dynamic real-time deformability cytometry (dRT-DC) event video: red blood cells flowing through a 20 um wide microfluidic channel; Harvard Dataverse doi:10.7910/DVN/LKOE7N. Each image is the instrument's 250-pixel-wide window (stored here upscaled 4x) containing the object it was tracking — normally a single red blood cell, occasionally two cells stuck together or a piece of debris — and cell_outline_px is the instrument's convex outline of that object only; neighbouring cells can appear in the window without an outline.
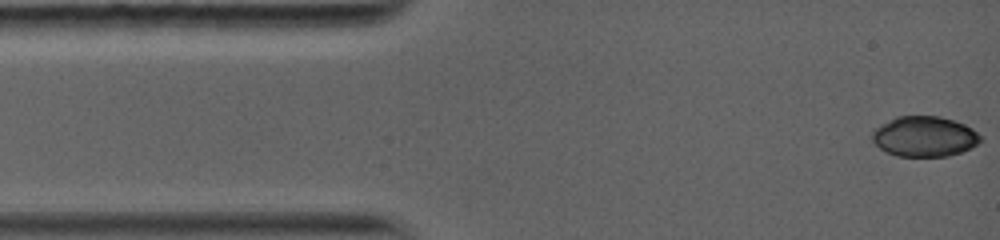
{"species": "common noctule bat (a hibernating species)", "species_latin": "Nyctalus noctula", "temperature_condition": "warm", "stored_images_in_passage": 13, "camera_frame_rate_fps": 5000, "um_per_image_px": 0.085, "animal": {"sex": "female", "body_mass_g": 19.0, "forearm_length_mm": 56.7}, "frame": {"image": 1, "passage_image": 1, "time_ms": 0.0, "image_size_px": [1000, 240], "cell_outline_px": [[980, 140], [976, 144], [960, 152], [948, 156], [896, 156], [880, 148], [872, 140], [872, 132], [880, 124], [896, 116], [940, 116], [964, 124], [972, 128], [980, 136]], "centroid_in_image_um": [78.54, 11.59], "position_along_channel_um": 6.5, "area_um2": 25.2}}
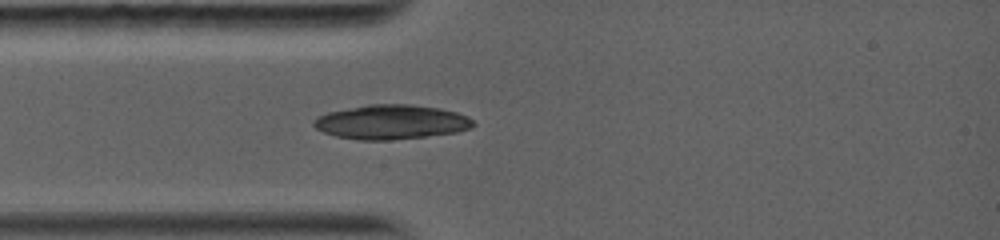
{"frame": {"image": 2, "passage_image": 10, "time_ms": 3.0, "image_size_px": [1000, 240], "cell_outline_px": [[476, 124], [468, 128], [456, 132], [392, 140], [356, 140], [336, 136], [324, 132], [316, 128], [312, 124], [320, 116], [328, 112], [372, 104], [404, 104], [436, 108], [456, 112], [472, 120]], "centroid_in_image_um": [33.23, 10.38], "position_along_channel_um": 51.8, "area_um2": 31.33}}
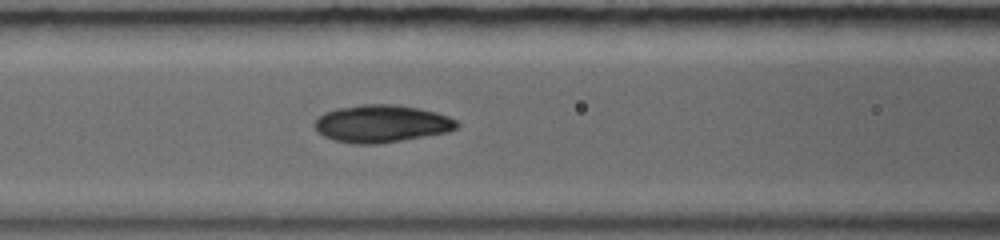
{"frame": {"image": 3, "passage_image": 13, "time_ms": 5.0, "image_size_px": [1000, 240], "cell_outline_px": [[460, 124], [456, 128], [448, 132], [404, 140], [380, 144], [352, 144], [332, 140], [316, 132], [316, 120], [324, 112], [340, 108], [364, 104], [388, 104], [416, 108], [448, 116], [456, 120]], "centroid_in_image_um": [32.42, 10.53], "position_along_channel_um": 134.2, "area_um2": 30.87}}